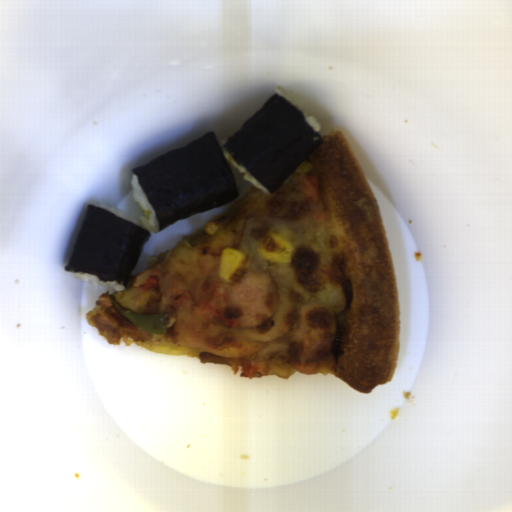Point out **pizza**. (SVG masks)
<instances>
[{
	"instance_id": "dd6c1bee",
	"label": "pizza",
	"mask_w": 512,
	"mask_h": 512,
	"mask_svg": "<svg viewBox=\"0 0 512 512\" xmlns=\"http://www.w3.org/2000/svg\"><path fill=\"white\" fill-rule=\"evenodd\" d=\"M274 190L232 206L149 259L85 317L109 344L218 362L234 375L392 381L400 310L379 203L339 130ZM243 260L231 278L221 250Z\"/></svg>"
}]
</instances>
